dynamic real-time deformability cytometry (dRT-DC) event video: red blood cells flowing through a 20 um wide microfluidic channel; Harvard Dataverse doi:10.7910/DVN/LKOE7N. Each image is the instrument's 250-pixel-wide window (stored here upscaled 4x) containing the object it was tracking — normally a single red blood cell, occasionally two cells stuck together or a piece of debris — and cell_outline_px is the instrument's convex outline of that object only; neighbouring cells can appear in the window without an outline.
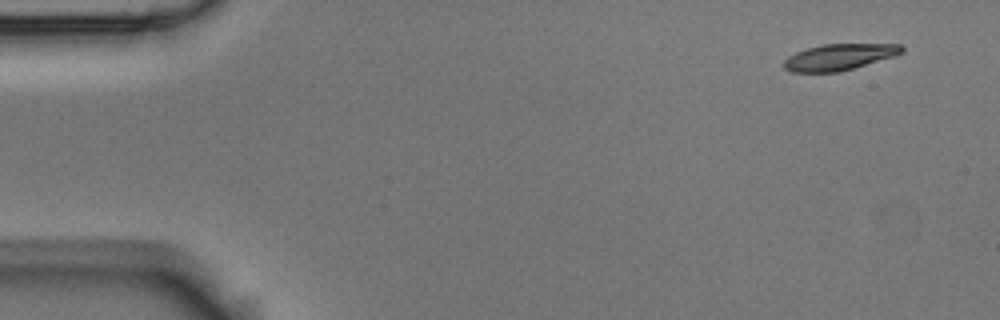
{"species": "Egyptian fruit bat (a non-hibernating species)", "species_latin": "Rousettus aegyptiacus", "temperature_condition": "room temperature", "stored_images_in_passage": 2, "camera_frame_rate_fps": 3000, "um_per_image_px": 0.085, "animal": {"sex": "male"}, "frame": {"image": 1, "passage_image": 1, "time_ms": 0.0, "image_size_px": [1000, 320], "cell_outline_px": [[904, 52], [892, 56], [840, 72], [792, 72], [784, 68], [784, 60], [788, 56], [796, 52], [808, 48], [824, 44], [900, 44], [904, 48]], "centroid_in_image_um": [71.31, 4.84], "position_along_channel_um": 13.7, "area_um2": 17.8}}
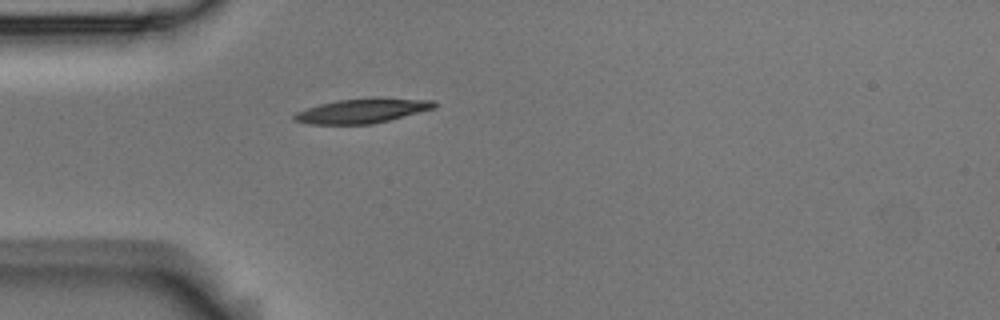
{"frame": {"image": 2, "passage_image": 2, "time_ms": 0.333, "image_size_px": [1000, 320], "cell_outline_px": [[436, 108], [372, 124], [308, 124], [292, 120], [292, 116], [296, 112], [320, 104], [340, 100], [372, 96], [380, 96], [436, 100]], "centroid_in_image_um": [30.85, 9.39], "position_along_channel_um": 54.2, "area_um2": 20.46}}